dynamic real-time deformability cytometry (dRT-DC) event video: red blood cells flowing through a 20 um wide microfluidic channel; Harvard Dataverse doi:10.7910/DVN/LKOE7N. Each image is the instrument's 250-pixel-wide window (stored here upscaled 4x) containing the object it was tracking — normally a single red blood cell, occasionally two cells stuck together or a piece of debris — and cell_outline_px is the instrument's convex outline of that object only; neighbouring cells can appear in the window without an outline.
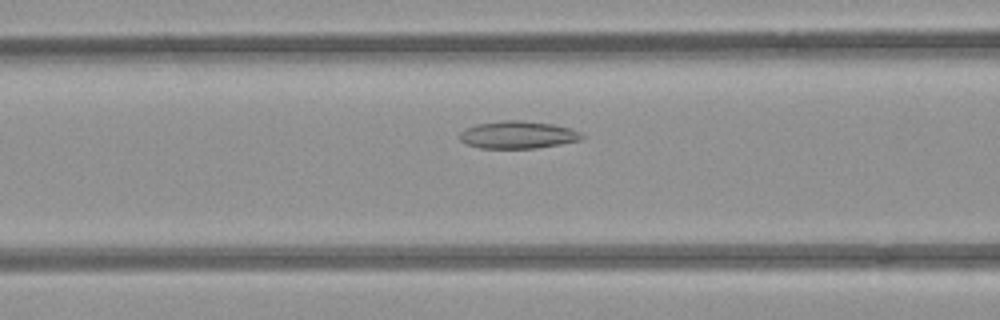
{"species": "common noctule bat (a hibernating species)", "species_latin": "Nyctalus noctula", "temperature_condition": "room temperature", "stored_images_in_passage": 39, "camera_frame_rate_fps": 3000, "um_per_image_px": 0.085, "animal": {"sex": "female", "body_mass_g": 21.9}, "frame": {"image": 1, "passage_image": 13, "time_ms": 4.0, "image_size_px": [1000, 320], "cell_outline_px": [[584, 136], [580, 140], [560, 144], [536, 148], [480, 148], [468, 144], [460, 140], [456, 136], [464, 128], [476, 124], [500, 120], [520, 120], [552, 124], [572, 128], [580, 132]], "centroid_in_image_um": [43.98, 11.45], "position_along_channel_um": 122.6, "area_um2": 19.71}}
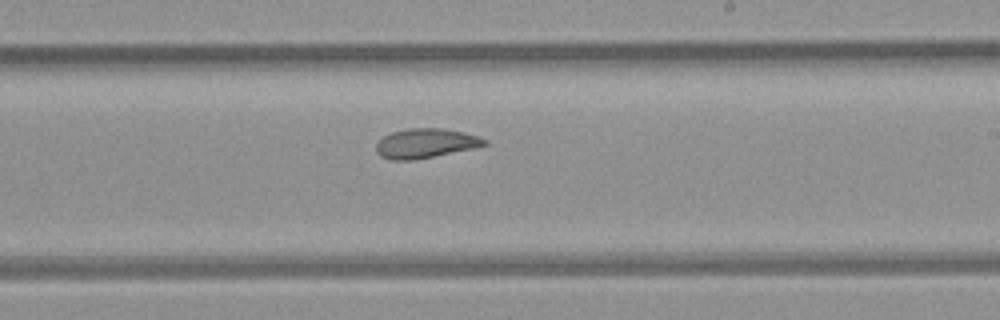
{"frame": {"image": 2, "passage_image": 23, "time_ms": 7.333, "image_size_px": [1000, 320], "cell_outline_px": [[488, 144], [476, 148], [412, 160], [392, 160], [380, 156], [376, 152], [376, 144], [384, 136], [392, 132], [408, 128], [444, 128], [480, 136], [488, 140]], "centroid_in_image_um": [36.2, 12.18], "position_along_channel_um": 252.8, "area_um2": 18.67}}
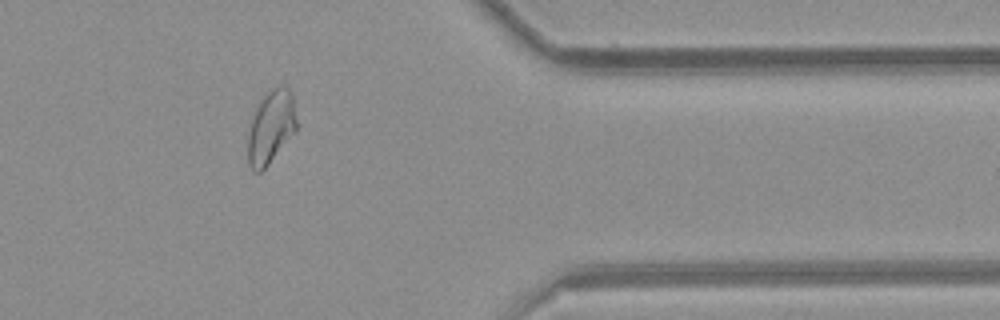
{"frame": {"image": 3, "passage_image": 35, "time_ms": 11.333, "image_size_px": [1000, 320], "cell_outline_px": [[296, 132], [268, 164], [260, 172], [252, 172], [248, 164], [248, 136], [252, 120], [256, 108], [260, 100], [276, 84], [280, 84], [288, 88], [292, 92], [296, 120]], "centroid_in_image_um": [23.04, 10.79], "position_along_channel_um": 388.4, "area_um2": 20.75}}